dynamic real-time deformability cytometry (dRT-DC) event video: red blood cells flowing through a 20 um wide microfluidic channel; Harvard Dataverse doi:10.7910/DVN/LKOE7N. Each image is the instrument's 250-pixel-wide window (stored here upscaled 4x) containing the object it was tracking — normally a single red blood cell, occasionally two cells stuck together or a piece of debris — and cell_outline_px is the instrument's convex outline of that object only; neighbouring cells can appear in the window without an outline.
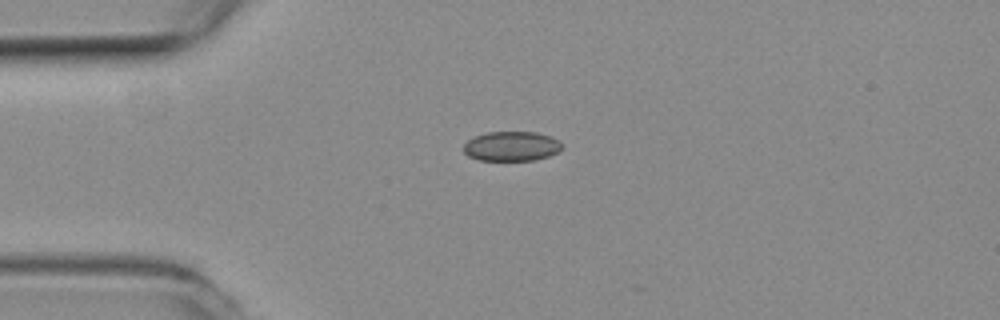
{"species": "common noctule bat (a hibernating species)", "species_latin": "Nyctalus noctula", "temperature_condition": "room temperature", "stored_images_in_passage": 7, "camera_frame_rate_fps": 3000, "um_per_image_px": 0.085, "animal": {"sex": "female", "body_mass_g": 19.3, "forearm_length_mm": 54.1}, "frame": {"image": 1, "passage_image": 1, "time_ms": 0.0, "image_size_px": [1000, 320], "cell_outline_px": [[560, 148], [556, 152], [548, 156], [532, 160], [480, 160], [468, 156], [464, 152], [464, 144], [468, 140], [476, 136], [488, 132], [536, 132], [552, 136], [560, 140]], "centroid_in_image_um": [43.47, 12.42], "position_along_channel_um": 41.5, "area_um2": 16.82}}
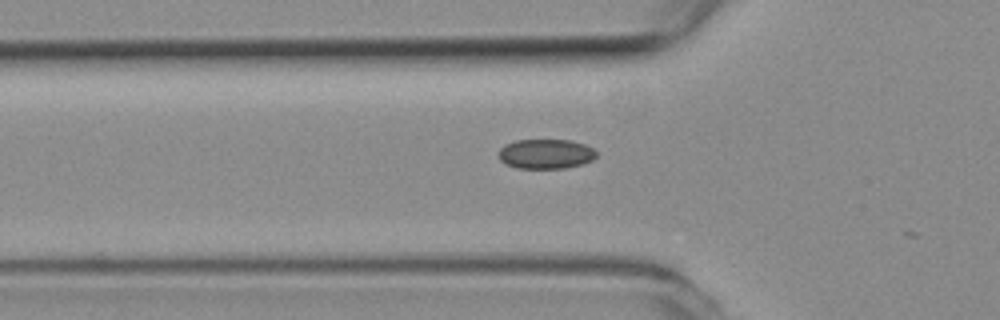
{"frame": {"image": 2, "passage_image": 6, "time_ms": 1.667, "image_size_px": [1000, 320], "cell_outline_px": [[596, 156], [592, 160], [580, 164], [564, 168], [516, 168], [504, 164], [500, 160], [500, 148], [504, 144], [516, 140], [572, 140], [584, 144], [592, 148], [596, 152]], "centroid_in_image_um": [46.37, 13.08], "position_along_channel_um": 79.4, "area_um2": 16.88}}